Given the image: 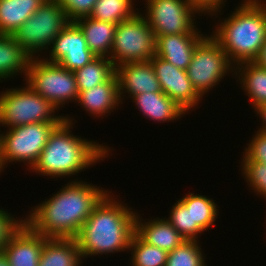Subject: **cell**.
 I'll return each instance as SVG.
<instances>
[{"label": "cell", "mask_w": 266, "mask_h": 266, "mask_svg": "<svg viewBox=\"0 0 266 266\" xmlns=\"http://www.w3.org/2000/svg\"><path fill=\"white\" fill-rule=\"evenodd\" d=\"M108 193L96 185L72 181L30 211L25 223L47 238H76L94 207Z\"/></svg>", "instance_id": "obj_1"}, {"label": "cell", "mask_w": 266, "mask_h": 266, "mask_svg": "<svg viewBox=\"0 0 266 266\" xmlns=\"http://www.w3.org/2000/svg\"><path fill=\"white\" fill-rule=\"evenodd\" d=\"M109 193L94 207L75 238L81 258L129 250L137 213Z\"/></svg>", "instance_id": "obj_2"}, {"label": "cell", "mask_w": 266, "mask_h": 266, "mask_svg": "<svg viewBox=\"0 0 266 266\" xmlns=\"http://www.w3.org/2000/svg\"><path fill=\"white\" fill-rule=\"evenodd\" d=\"M72 121V118L65 116V120L52 131L41 155L31 168L32 172L53 176L51 178H63L76 175L109 155L111 150L108 146L71 134Z\"/></svg>", "instance_id": "obj_3"}, {"label": "cell", "mask_w": 266, "mask_h": 266, "mask_svg": "<svg viewBox=\"0 0 266 266\" xmlns=\"http://www.w3.org/2000/svg\"><path fill=\"white\" fill-rule=\"evenodd\" d=\"M242 2L211 34L234 66L255 61L266 39V3Z\"/></svg>", "instance_id": "obj_4"}, {"label": "cell", "mask_w": 266, "mask_h": 266, "mask_svg": "<svg viewBox=\"0 0 266 266\" xmlns=\"http://www.w3.org/2000/svg\"><path fill=\"white\" fill-rule=\"evenodd\" d=\"M57 110L27 84L26 87L11 88L0 93V125H5L7 129L30 123L63 122L65 116L54 115Z\"/></svg>", "instance_id": "obj_5"}, {"label": "cell", "mask_w": 266, "mask_h": 266, "mask_svg": "<svg viewBox=\"0 0 266 266\" xmlns=\"http://www.w3.org/2000/svg\"><path fill=\"white\" fill-rule=\"evenodd\" d=\"M62 122L30 123L0 133V173L6 163L26 162L31 169L37 162L52 131Z\"/></svg>", "instance_id": "obj_6"}, {"label": "cell", "mask_w": 266, "mask_h": 266, "mask_svg": "<svg viewBox=\"0 0 266 266\" xmlns=\"http://www.w3.org/2000/svg\"><path fill=\"white\" fill-rule=\"evenodd\" d=\"M38 57L32 58L29 63L24 80L26 84L58 109L69 101H77L79 92L75 73Z\"/></svg>", "instance_id": "obj_7"}, {"label": "cell", "mask_w": 266, "mask_h": 266, "mask_svg": "<svg viewBox=\"0 0 266 266\" xmlns=\"http://www.w3.org/2000/svg\"><path fill=\"white\" fill-rule=\"evenodd\" d=\"M68 20L57 0H47L14 33L13 37L32 57L52 44Z\"/></svg>", "instance_id": "obj_8"}, {"label": "cell", "mask_w": 266, "mask_h": 266, "mask_svg": "<svg viewBox=\"0 0 266 266\" xmlns=\"http://www.w3.org/2000/svg\"><path fill=\"white\" fill-rule=\"evenodd\" d=\"M155 53V34L138 10L133 18L117 24L109 55L115 68L128 62L149 61Z\"/></svg>", "instance_id": "obj_9"}, {"label": "cell", "mask_w": 266, "mask_h": 266, "mask_svg": "<svg viewBox=\"0 0 266 266\" xmlns=\"http://www.w3.org/2000/svg\"><path fill=\"white\" fill-rule=\"evenodd\" d=\"M234 70L235 66L230 62L220 43L212 35L210 37L205 35L195 47L186 73L193 87L203 97L207 91L220 83L227 72L233 73Z\"/></svg>", "instance_id": "obj_10"}, {"label": "cell", "mask_w": 266, "mask_h": 266, "mask_svg": "<svg viewBox=\"0 0 266 266\" xmlns=\"http://www.w3.org/2000/svg\"><path fill=\"white\" fill-rule=\"evenodd\" d=\"M145 18L155 37L182 33H201L195 28V14H200L188 0H145ZM147 13V14H146Z\"/></svg>", "instance_id": "obj_11"}, {"label": "cell", "mask_w": 266, "mask_h": 266, "mask_svg": "<svg viewBox=\"0 0 266 266\" xmlns=\"http://www.w3.org/2000/svg\"><path fill=\"white\" fill-rule=\"evenodd\" d=\"M49 49L50 58L46 61L58 63L63 68L71 70L83 68L97 56L87 47L81 29L69 22L66 27L55 37Z\"/></svg>", "instance_id": "obj_12"}, {"label": "cell", "mask_w": 266, "mask_h": 266, "mask_svg": "<svg viewBox=\"0 0 266 266\" xmlns=\"http://www.w3.org/2000/svg\"><path fill=\"white\" fill-rule=\"evenodd\" d=\"M160 83L161 91L174 100L187 113L199 105L202 97L193 87L186 70L154 56L149 60Z\"/></svg>", "instance_id": "obj_13"}, {"label": "cell", "mask_w": 266, "mask_h": 266, "mask_svg": "<svg viewBox=\"0 0 266 266\" xmlns=\"http://www.w3.org/2000/svg\"><path fill=\"white\" fill-rule=\"evenodd\" d=\"M47 239L24 223L11 237L2 252L10 266H39L43 245Z\"/></svg>", "instance_id": "obj_14"}, {"label": "cell", "mask_w": 266, "mask_h": 266, "mask_svg": "<svg viewBox=\"0 0 266 266\" xmlns=\"http://www.w3.org/2000/svg\"><path fill=\"white\" fill-rule=\"evenodd\" d=\"M116 74L121 102L126 92L130 98L145 92H162L150 61L121 64L116 67Z\"/></svg>", "instance_id": "obj_15"}, {"label": "cell", "mask_w": 266, "mask_h": 266, "mask_svg": "<svg viewBox=\"0 0 266 266\" xmlns=\"http://www.w3.org/2000/svg\"><path fill=\"white\" fill-rule=\"evenodd\" d=\"M200 33H182L156 37L155 55L186 70L192 61L197 44L204 38Z\"/></svg>", "instance_id": "obj_16"}, {"label": "cell", "mask_w": 266, "mask_h": 266, "mask_svg": "<svg viewBox=\"0 0 266 266\" xmlns=\"http://www.w3.org/2000/svg\"><path fill=\"white\" fill-rule=\"evenodd\" d=\"M78 104L94 117L111 113L121 103L118 77L115 73L107 82L78 93ZM111 110V111H110Z\"/></svg>", "instance_id": "obj_17"}, {"label": "cell", "mask_w": 266, "mask_h": 266, "mask_svg": "<svg viewBox=\"0 0 266 266\" xmlns=\"http://www.w3.org/2000/svg\"><path fill=\"white\" fill-rule=\"evenodd\" d=\"M139 216L137 214L135 218V233L148 245L169 253L185 241L165 218L157 217L144 222Z\"/></svg>", "instance_id": "obj_18"}, {"label": "cell", "mask_w": 266, "mask_h": 266, "mask_svg": "<svg viewBox=\"0 0 266 266\" xmlns=\"http://www.w3.org/2000/svg\"><path fill=\"white\" fill-rule=\"evenodd\" d=\"M137 108L146 118L153 121H173L187 113L163 92H145L132 97Z\"/></svg>", "instance_id": "obj_19"}, {"label": "cell", "mask_w": 266, "mask_h": 266, "mask_svg": "<svg viewBox=\"0 0 266 266\" xmlns=\"http://www.w3.org/2000/svg\"><path fill=\"white\" fill-rule=\"evenodd\" d=\"M74 23L83 32L87 47L97 57L109 58L117 24L92 19L89 16L79 18Z\"/></svg>", "instance_id": "obj_20"}, {"label": "cell", "mask_w": 266, "mask_h": 266, "mask_svg": "<svg viewBox=\"0 0 266 266\" xmlns=\"http://www.w3.org/2000/svg\"><path fill=\"white\" fill-rule=\"evenodd\" d=\"M82 258L75 238H48L39 266H81Z\"/></svg>", "instance_id": "obj_21"}, {"label": "cell", "mask_w": 266, "mask_h": 266, "mask_svg": "<svg viewBox=\"0 0 266 266\" xmlns=\"http://www.w3.org/2000/svg\"><path fill=\"white\" fill-rule=\"evenodd\" d=\"M31 59L12 35L0 34V81L22 72L26 78Z\"/></svg>", "instance_id": "obj_22"}, {"label": "cell", "mask_w": 266, "mask_h": 266, "mask_svg": "<svg viewBox=\"0 0 266 266\" xmlns=\"http://www.w3.org/2000/svg\"><path fill=\"white\" fill-rule=\"evenodd\" d=\"M47 0H0V34L13 33Z\"/></svg>", "instance_id": "obj_23"}, {"label": "cell", "mask_w": 266, "mask_h": 266, "mask_svg": "<svg viewBox=\"0 0 266 266\" xmlns=\"http://www.w3.org/2000/svg\"><path fill=\"white\" fill-rule=\"evenodd\" d=\"M238 66V67H237ZM233 74L238 76L237 81L242 85L244 92L251 99V104L256 110L266 103V69L255 61L243 62L235 66Z\"/></svg>", "instance_id": "obj_24"}, {"label": "cell", "mask_w": 266, "mask_h": 266, "mask_svg": "<svg viewBox=\"0 0 266 266\" xmlns=\"http://www.w3.org/2000/svg\"><path fill=\"white\" fill-rule=\"evenodd\" d=\"M74 73L78 92H81L107 82L116 73V68L110 58L96 57Z\"/></svg>", "instance_id": "obj_25"}, {"label": "cell", "mask_w": 266, "mask_h": 266, "mask_svg": "<svg viewBox=\"0 0 266 266\" xmlns=\"http://www.w3.org/2000/svg\"><path fill=\"white\" fill-rule=\"evenodd\" d=\"M188 209H191L192 226H199L203 231L214 225L217 219V204L212 199L203 195L187 194L179 199Z\"/></svg>", "instance_id": "obj_26"}, {"label": "cell", "mask_w": 266, "mask_h": 266, "mask_svg": "<svg viewBox=\"0 0 266 266\" xmlns=\"http://www.w3.org/2000/svg\"><path fill=\"white\" fill-rule=\"evenodd\" d=\"M132 1L134 2V0H97L89 17L119 24L137 14Z\"/></svg>", "instance_id": "obj_27"}, {"label": "cell", "mask_w": 266, "mask_h": 266, "mask_svg": "<svg viewBox=\"0 0 266 266\" xmlns=\"http://www.w3.org/2000/svg\"><path fill=\"white\" fill-rule=\"evenodd\" d=\"M130 250L132 266H166L168 253L161 248L148 245L136 233L130 240Z\"/></svg>", "instance_id": "obj_28"}, {"label": "cell", "mask_w": 266, "mask_h": 266, "mask_svg": "<svg viewBox=\"0 0 266 266\" xmlns=\"http://www.w3.org/2000/svg\"><path fill=\"white\" fill-rule=\"evenodd\" d=\"M199 240H185L168 253L166 266H207Z\"/></svg>", "instance_id": "obj_29"}, {"label": "cell", "mask_w": 266, "mask_h": 266, "mask_svg": "<svg viewBox=\"0 0 266 266\" xmlns=\"http://www.w3.org/2000/svg\"><path fill=\"white\" fill-rule=\"evenodd\" d=\"M174 204L170 211V217L166 220L185 240L198 241V234L204 231L199 226H192L191 209H188L180 200Z\"/></svg>", "instance_id": "obj_30"}, {"label": "cell", "mask_w": 266, "mask_h": 266, "mask_svg": "<svg viewBox=\"0 0 266 266\" xmlns=\"http://www.w3.org/2000/svg\"><path fill=\"white\" fill-rule=\"evenodd\" d=\"M242 175L257 195L266 199V165L257 161H242Z\"/></svg>", "instance_id": "obj_31"}, {"label": "cell", "mask_w": 266, "mask_h": 266, "mask_svg": "<svg viewBox=\"0 0 266 266\" xmlns=\"http://www.w3.org/2000/svg\"><path fill=\"white\" fill-rule=\"evenodd\" d=\"M70 22L89 16L97 0H57Z\"/></svg>", "instance_id": "obj_32"}, {"label": "cell", "mask_w": 266, "mask_h": 266, "mask_svg": "<svg viewBox=\"0 0 266 266\" xmlns=\"http://www.w3.org/2000/svg\"><path fill=\"white\" fill-rule=\"evenodd\" d=\"M24 223L23 218L15 219L7 210L0 208V252Z\"/></svg>", "instance_id": "obj_33"}, {"label": "cell", "mask_w": 266, "mask_h": 266, "mask_svg": "<svg viewBox=\"0 0 266 266\" xmlns=\"http://www.w3.org/2000/svg\"><path fill=\"white\" fill-rule=\"evenodd\" d=\"M243 154V161H257L266 165V134L257 131Z\"/></svg>", "instance_id": "obj_34"}, {"label": "cell", "mask_w": 266, "mask_h": 266, "mask_svg": "<svg viewBox=\"0 0 266 266\" xmlns=\"http://www.w3.org/2000/svg\"><path fill=\"white\" fill-rule=\"evenodd\" d=\"M188 1L199 13L203 14L204 12L205 15V13L207 12V14L211 16L212 15L214 16V13H216L215 16L217 15L218 12L220 13L222 7L225 6V4H223L224 1L226 2V0H188Z\"/></svg>", "instance_id": "obj_35"}, {"label": "cell", "mask_w": 266, "mask_h": 266, "mask_svg": "<svg viewBox=\"0 0 266 266\" xmlns=\"http://www.w3.org/2000/svg\"><path fill=\"white\" fill-rule=\"evenodd\" d=\"M255 112H257V115L259 114V117L262 119V126H260L261 128L258 131L266 134V103L259 106Z\"/></svg>", "instance_id": "obj_36"}, {"label": "cell", "mask_w": 266, "mask_h": 266, "mask_svg": "<svg viewBox=\"0 0 266 266\" xmlns=\"http://www.w3.org/2000/svg\"><path fill=\"white\" fill-rule=\"evenodd\" d=\"M255 62L266 69V39L262 45L261 51Z\"/></svg>", "instance_id": "obj_37"}, {"label": "cell", "mask_w": 266, "mask_h": 266, "mask_svg": "<svg viewBox=\"0 0 266 266\" xmlns=\"http://www.w3.org/2000/svg\"><path fill=\"white\" fill-rule=\"evenodd\" d=\"M0 266H10L9 261L3 252H0Z\"/></svg>", "instance_id": "obj_38"}]
</instances>
